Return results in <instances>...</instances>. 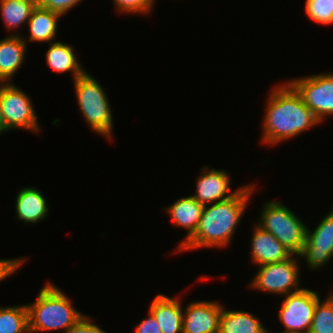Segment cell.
<instances>
[{"mask_svg": "<svg viewBox=\"0 0 333 333\" xmlns=\"http://www.w3.org/2000/svg\"><path fill=\"white\" fill-rule=\"evenodd\" d=\"M77 103L90 128L107 139H113V116L103 87L87 71L74 80Z\"/></svg>", "mask_w": 333, "mask_h": 333, "instance_id": "4", "label": "cell"}, {"mask_svg": "<svg viewBox=\"0 0 333 333\" xmlns=\"http://www.w3.org/2000/svg\"><path fill=\"white\" fill-rule=\"evenodd\" d=\"M65 333H107L102 330L100 326L93 323L91 318L87 315L82 316L80 320Z\"/></svg>", "mask_w": 333, "mask_h": 333, "instance_id": "27", "label": "cell"}, {"mask_svg": "<svg viewBox=\"0 0 333 333\" xmlns=\"http://www.w3.org/2000/svg\"><path fill=\"white\" fill-rule=\"evenodd\" d=\"M222 304L213 301H193L183 310V333H219Z\"/></svg>", "mask_w": 333, "mask_h": 333, "instance_id": "11", "label": "cell"}, {"mask_svg": "<svg viewBox=\"0 0 333 333\" xmlns=\"http://www.w3.org/2000/svg\"><path fill=\"white\" fill-rule=\"evenodd\" d=\"M15 199L16 215L25 224L38 223L44 220L49 212L46 198L35 187L22 188Z\"/></svg>", "mask_w": 333, "mask_h": 333, "instance_id": "17", "label": "cell"}, {"mask_svg": "<svg viewBox=\"0 0 333 333\" xmlns=\"http://www.w3.org/2000/svg\"><path fill=\"white\" fill-rule=\"evenodd\" d=\"M148 316L137 324L135 333H163L155 317L148 311Z\"/></svg>", "mask_w": 333, "mask_h": 333, "instance_id": "29", "label": "cell"}, {"mask_svg": "<svg viewBox=\"0 0 333 333\" xmlns=\"http://www.w3.org/2000/svg\"><path fill=\"white\" fill-rule=\"evenodd\" d=\"M25 262L26 257H19V259H0V282L14 274Z\"/></svg>", "mask_w": 333, "mask_h": 333, "instance_id": "28", "label": "cell"}, {"mask_svg": "<svg viewBox=\"0 0 333 333\" xmlns=\"http://www.w3.org/2000/svg\"><path fill=\"white\" fill-rule=\"evenodd\" d=\"M0 333H29L27 305L0 307Z\"/></svg>", "mask_w": 333, "mask_h": 333, "instance_id": "22", "label": "cell"}, {"mask_svg": "<svg viewBox=\"0 0 333 333\" xmlns=\"http://www.w3.org/2000/svg\"><path fill=\"white\" fill-rule=\"evenodd\" d=\"M82 1L83 0H43L40 6L63 16Z\"/></svg>", "mask_w": 333, "mask_h": 333, "instance_id": "26", "label": "cell"}, {"mask_svg": "<svg viewBox=\"0 0 333 333\" xmlns=\"http://www.w3.org/2000/svg\"><path fill=\"white\" fill-rule=\"evenodd\" d=\"M60 14L49 9L43 8L40 5L36 6L27 22L30 35L29 40L23 37L24 41L29 42H55L54 37L57 35V26Z\"/></svg>", "mask_w": 333, "mask_h": 333, "instance_id": "18", "label": "cell"}, {"mask_svg": "<svg viewBox=\"0 0 333 333\" xmlns=\"http://www.w3.org/2000/svg\"><path fill=\"white\" fill-rule=\"evenodd\" d=\"M204 205L199 203L194 197L185 196L174 201L173 204L166 207L173 226L184 228L187 233L184 239L176 247L179 249L196 231L202 216Z\"/></svg>", "mask_w": 333, "mask_h": 333, "instance_id": "14", "label": "cell"}, {"mask_svg": "<svg viewBox=\"0 0 333 333\" xmlns=\"http://www.w3.org/2000/svg\"><path fill=\"white\" fill-rule=\"evenodd\" d=\"M254 227L250 245L252 263L260 266L281 262L293 256L270 232L263 230L257 224Z\"/></svg>", "mask_w": 333, "mask_h": 333, "instance_id": "13", "label": "cell"}, {"mask_svg": "<svg viewBox=\"0 0 333 333\" xmlns=\"http://www.w3.org/2000/svg\"><path fill=\"white\" fill-rule=\"evenodd\" d=\"M36 5L29 0H0V12L7 30L27 25Z\"/></svg>", "mask_w": 333, "mask_h": 333, "instance_id": "21", "label": "cell"}, {"mask_svg": "<svg viewBox=\"0 0 333 333\" xmlns=\"http://www.w3.org/2000/svg\"><path fill=\"white\" fill-rule=\"evenodd\" d=\"M309 333H333V292L325 300L319 299Z\"/></svg>", "mask_w": 333, "mask_h": 333, "instance_id": "23", "label": "cell"}, {"mask_svg": "<svg viewBox=\"0 0 333 333\" xmlns=\"http://www.w3.org/2000/svg\"><path fill=\"white\" fill-rule=\"evenodd\" d=\"M6 131H8V130H7L5 120H4V117H3V114H2V111H1V107H0V135L3 134V132H6Z\"/></svg>", "mask_w": 333, "mask_h": 333, "instance_id": "30", "label": "cell"}, {"mask_svg": "<svg viewBox=\"0 0 333 333\" xmlns=\"http://www.w3.org/2000/svg\"><path fill=\"white\" fill-rule=\"evenodd\" d=\"M254 188L255 184L243 185L231 198L204 206L195 233L175 251L178 253L202 247L224 248L231 244Z\"/></svg>", "mask_w": 333, "mask_h": 333, "instance_id": "2", "label": "cell"}, {"mask_svg": "<svg viewBox=\"0 0 333 333\" xmlns=\"http://www.w3.org/2000/svg\"><path fill=\"white\" fill-rule=\"evenodd\" d=\"M183 307L180 299L158 294L149 306L163 333H183Z\"/></svg>", "mask_w": 333, "mask_h": 333, "instance_id": "15", "label": "cell"}, {"mask_svg": "<svg viewBox=\"0 0 333 333\" xmlns=\"http://www.w3.org/2000/svg\"><path fill=\"white\" fill-rule=\"evenodd\" d=\"M284 297L278 317L286 330L277 333H309L319 293L303 288Z\"/></svg>", "mask_w": 333, "mask_h": 333, "instance_id": "9", "label": "cell"}, {"mask_svg": "<svg viewBox=\"0 0 333 333\" xmlns=\"http://www.w3.org/2000/svg\"><path fill=\"white\" fill-rule=\"evenodd\" d=\"M304 10L308 19L315 23L333 24V0H306Z\"/></svg>", "mask_w": 333, "mask_h": 333, "instance_id": "24", "label": "cell"}, {"mask_svg": "<svg viewBox=\"0 0 333 333\" xmlns=\"http://www.w3.org/2000/svg\"><path fill=\"white\" fill-rule=\"evenodd\" d=\"M156 0H113L117 12L148 15Z\"/></svg>", "mask_w": 333, "mask_h": 333, "instance_id": "25", "label": "cell"}, {"mask_svg": "<svg viewBox=\"0 0 333 333\" xmlns=\"http://www.w3.org/2000/svg\"><path fill=\"white\" fill-rule=\"evenodd\" d=\"M305 105L320 123L333 115V73H320L289 79Z\"/></svg>", "mask_w": 333, "mask_h": 333, "instance_id": "8", "label": "cell"}, {"mask_svg": "<svg viewBox=\"0 0 333 333\" xmlns=\"http://www.w3.org/2000/svg\"><path fill=\"white\" fill-rule=\"evenodd\" d=\"M258 317L247 311L223 310L220 316L219 333H266Z\"/></svg>", "mask_w": 333, "mask_h": 333, "instance_id": "20", "label": "cell"}, {"mask_svg": "<svg viewBox=\"0 0 333 333\" xmlns=\"http://www.w3.org/2000/svg\"><path fill=\"white\" fill-rule=\"evenodd\" d=\"M27 44L17 32L0 40V82H12L25 60Z\"/></svg>", "mask_w": 333, "mask_h": 333, "instance_id": "16", "label": "cell"}, {"mask_svg": "<svg viewBox=\"0 0 333 333\" xmlns=\"http://www.w3.org/2000/svg\"><path fill=\"white\" fill-rule=\"evenodd\" d=\"M297 256L281 262L260 265L249 287L269 294L287 295L302 290L300 288V267ZM298 260V261H297Z\"/></svg>", "mask_w": 333, "mask_h": 333, "instance_id": "6", "label": "cell"}, {"mask_svg": "<svg viewBox=\"0 0 333 333\" xmlns=\"http://www.w3.org/2000/svg\"><path fill=\"white\" fill-rule=\"evenodd\" d=\"M45 55L47 65L54 72L60 74L70 72L73 75V81L86 73L78 62L72 45L60 41L52 42Z\"/></svg>", "mask_w": 333, "mask_h": 333, "instance_id": "19", "label": "cell"}, {"mask_svg": "<svg viewBox=\"0 0 333 333\" xmlns=\"http://www.w3.org/2000/svg\"><path fill=\"white\" fill-rule=\"evenodd\" d=\"M28 308L29 333L62 330L74 326L84 314L74 308L72 301L51 282H47Z\"/></svg>", "mask_w": 333, "mask_h": 333, "instance_id": "3", "label": "cell"}, {"mask_svg": "<svg viewBox=\"0 0 333 333\" xmlns=\"http://www.w3.org/2000/svg\"><path fill=\"white\" fill-rule=\"evenodd\" d=\"M260 214L258 226L270 232L292 254L299 255L302 252L307 226L292 210L273 200L264 204Z\"/></svg>", "mask_w": 333, "mask_h": 333, "instance_id": "5", "label": "cell"}, {"mask_svg": "<svg viewBox=\"0 0 333 333\" xmlns=\"http://www.w3.org/2000/svg\"><path fill=\"white\" fill-rule=\"evenodd\" d=\"M29 1L33 2L36 6L41 5L43 2V0H29Z\"/></svg>", "mask_w": 333, "mask_h": 333, "instance_id": "31", "label": "cell"}, {"mask_svg": "<svg viewBox=\"0 0 333 333\" xmlns=\"http://www.w3.org/2000/svg\"><path fill=\"white\" fill-rule=\"evenodd\" d=\"M305 258L308 268L320 269L333 257V211L319 222L315 230L306 229V242L298 258Z\"/></svg>", "mask_w": 333, "mask_h": 333, "instance_id": "10", "label": "cell"}, {"mask_svg": "<svg viewBox=\"0 0 333 333\" xmlns=\"http://www.w3.org/2000/svg\"><path fill=\"white\" fill-rule=\"evenodd\" d=\"M31 98L13 82H0V107L7 130L27 129L40 131Z\"/></svg>", "mask_w": 333, "mask_h": 333, "instance_id": "7", "label": "cell"}, {"mask_svg": "<svg viewBox=\"0 0 333 333\" xmlns=\"http://www.w3.org/2000/svg\"><path fill=\"white\" fill-rule=\"evenodd\" d=\"M201 170L203 173L197 179L196 192L191 196L204 206L229 199L238 192L239 189L232 192L230 175L224 169L205 166Z\"/></svg>", "mask_w": 333, "mask_h": 333, "instance_id": "12", "label": "cell"}, {"mask_svg": "<svg viewBox=\"0 0 333 333\" xmlns=\"http://www.w3.org/2000/svg\"><path fill=\"white\" fill-rule=\"evenodd\" d=\"M266 102L260 140L264 144L284 143L320 124L289 82L273 87Z\"/></svg>", "mask_w": 333, "mask_h": 333, "instance_id": "1", "label": "cell"}]
</instances>
